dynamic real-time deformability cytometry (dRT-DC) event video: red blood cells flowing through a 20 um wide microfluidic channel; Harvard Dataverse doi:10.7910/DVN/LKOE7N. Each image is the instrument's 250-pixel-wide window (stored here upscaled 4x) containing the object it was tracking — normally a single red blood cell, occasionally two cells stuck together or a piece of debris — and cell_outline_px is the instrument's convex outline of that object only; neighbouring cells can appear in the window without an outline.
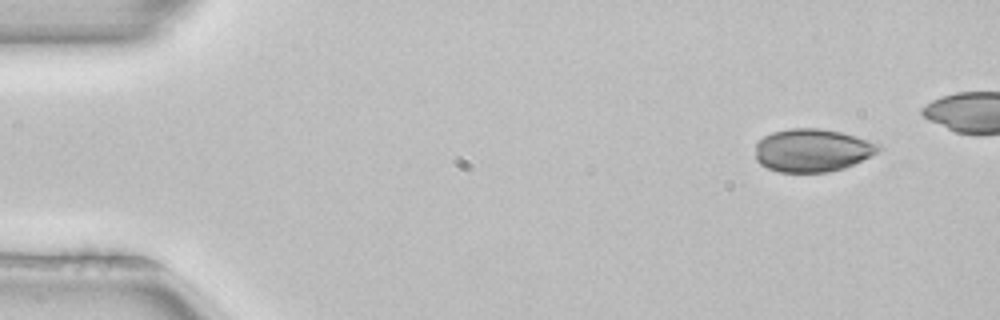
{"species": "common noctule bat (a hibernating species)", "species_latin": "Nyctalus noctula", "temperature_condition": "room temperature", "stored_images_in_passage": 5, "segment_of_instrument_passage": [2, 2], "camera_frame_rate_fps": 3000, "um_per_image_px": 0.085, "animal": {"sex": "female", "body_mass_g": 22.7, "forearm_length_mm": 54.2}, "frame": {"image": 1, "passage_image": 5, "time_ms": 1.333, "image_size_px": [1000, 320], "cell_outline_px": [[884, 148], [844, 168], [828, 172], [780, 172], [768, 168], [760, 164], [756, 160], [756, 140], [772, 132], [788, 128], [820, 128], [840, 132], [856, 136], [880, 144]], "centroid_in_image_um": [69.01, 12.76], "position_along_channel_um": 16.0, "area_um2": 30.87}}